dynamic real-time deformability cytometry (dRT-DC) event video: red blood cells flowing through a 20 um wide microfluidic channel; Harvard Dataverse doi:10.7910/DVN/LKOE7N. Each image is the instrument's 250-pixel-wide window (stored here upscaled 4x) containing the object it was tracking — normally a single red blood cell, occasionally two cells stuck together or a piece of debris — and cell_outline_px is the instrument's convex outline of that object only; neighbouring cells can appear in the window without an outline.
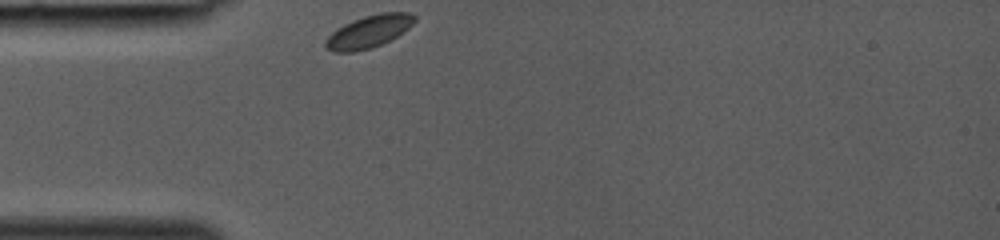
{"species": "common noctule bat (a hibernating species)", "species_latin": "Nyctalus noctula", "temperature_condition": "room temperature", "stored_images_in_passage": 10, "camera_frame_rate_fps": 3000, "um_per_image_px": 0.085, "animal": {"sex": "female", "body_mass_g": 19.0, "forearm_length_mm": 53.3}, "frame": {"image": 1, "passage_image": 1, "time_ms": 0.0, "image_size_px": [1000, 240], "cell_outline_px": [[416, 20], [408, 28], [396, 36], [372, 48], [352, 52], [332, 52], [324, 48], [324, 40], [332, 32], [344, 24], [352, 20], [364, 16], [380, 12], [412, 12], [416, 16]], "centroid_in_image_um": [31.32, 2.67], "position_along_channel_um": 53.7, "area_um2": 16.94}}
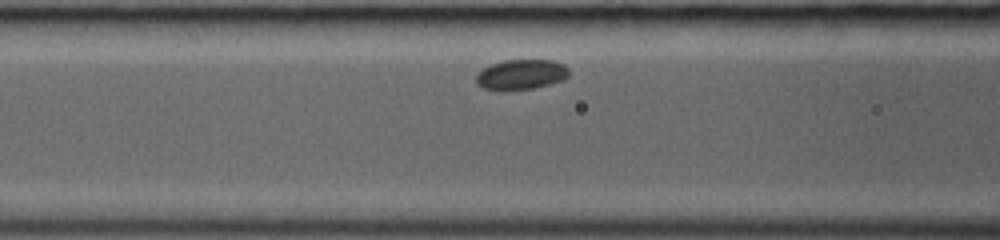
{"frame": {"image": 2, "passage_image": 6, "time_ms": 1.667, "image_size_px": [1000, 240], "cell_outline_px": [[568, 76], [564, 80], [532, 88], [512, 92], [500, 92], [484, 88], [476, 84], [476, 76], [484, 68], [492, 64], [504, 60], [552, 60], [564, 64], [568, 68]], "centroid_in_image_um": [44.28, 6.36], "position_along_channel_um": 122.3, "area_um2": 16.59}}
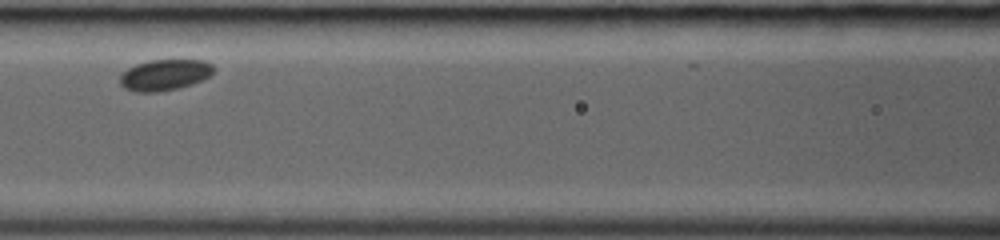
{"frame": {"image": 3, "passage_image": 8, "time_ms": 2.333, "image_size_px": [1000, 240], "cell_outline_px": [[216, 68], [204, 80], [192, 84], [176, 88], [156, 92], [136, 92], [124, 88], [120, 84], [120, 76], [128, 68], [136, 64], [148, 60], [204, 60], [212, 64]], "centroid_in_image_um": [14.01, 6.36], "position_along_channel_um": 152.6, "area_um2": 16.94}}